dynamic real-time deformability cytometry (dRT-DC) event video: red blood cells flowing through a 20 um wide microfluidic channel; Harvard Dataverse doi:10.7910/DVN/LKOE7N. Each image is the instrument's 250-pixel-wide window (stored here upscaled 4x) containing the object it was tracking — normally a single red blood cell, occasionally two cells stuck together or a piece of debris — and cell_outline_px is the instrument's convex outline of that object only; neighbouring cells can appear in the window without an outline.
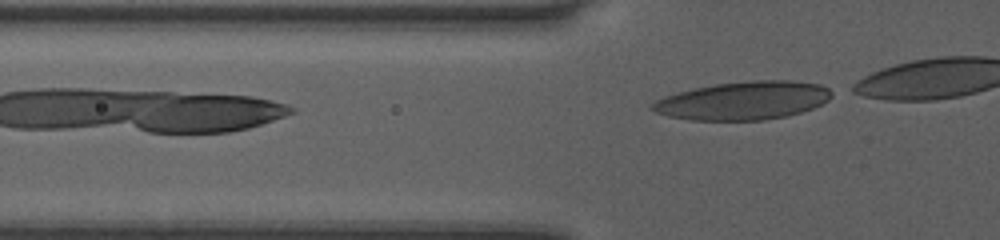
{"species": "human", "species_latin": "Homo sapiens", "temperature_condition": "room temperature", "stored_images_in_passage": 5, "camera_frame_rate_fps": 3000, "um_per_image_px": 0.085, "donor": {"sex": "female"}, "frame": {"image": 1, "passage_image": 5, "time_ms": 1.333, "image_size_px": [1000, 240], "cell_outline_px": [[836, 92], [828, 100], [812, 108], [800, 112], [784, 116], [764, 120], [688, 120], [668, 116], [656, 112], [648, 108], [656, 100], [664, 96], [692, 88], [716, 84], [752, 80], [792, 80], [820, 84]], "centroid_in_image_um": [63.18, 8.54], "position_along_channel_um": 62.6, "area_um2": 40.11}}